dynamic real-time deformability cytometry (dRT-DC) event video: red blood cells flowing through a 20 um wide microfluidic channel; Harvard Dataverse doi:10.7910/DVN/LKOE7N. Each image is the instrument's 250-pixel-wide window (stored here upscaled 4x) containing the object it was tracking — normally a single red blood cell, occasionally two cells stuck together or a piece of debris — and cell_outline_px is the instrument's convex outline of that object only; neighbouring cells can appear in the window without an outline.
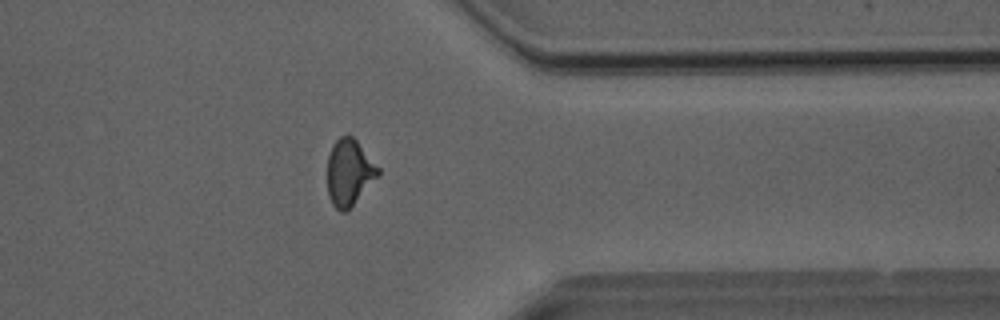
{"species": "Egyptian fruit bat (a non-hibernating species)", "species_latin": "Rousettus aegyptiacus", "temperature_condition": "room temperature", "stored_images_in_passage": 27, "camera_frame_rate_fps": 3000, "um_per_image_px": 0.085, "animal": {"sex": "male"}, "frame": {"image": 1, "passage_image": 26, "time_ms": 8.333, "image_size_px": [1000, 320], "cell_outline_px": [[380, 176], [348, 212], [340, 212], [332, 204], [328, 196], [328, 156], [332, 144], [340, 136], [348, 132], [356, 140], [380, 168]], "centroid_in_image_um": [29.71, 14.68], "position_along_channel_um": 381.7, "area_um2": 20.17}}